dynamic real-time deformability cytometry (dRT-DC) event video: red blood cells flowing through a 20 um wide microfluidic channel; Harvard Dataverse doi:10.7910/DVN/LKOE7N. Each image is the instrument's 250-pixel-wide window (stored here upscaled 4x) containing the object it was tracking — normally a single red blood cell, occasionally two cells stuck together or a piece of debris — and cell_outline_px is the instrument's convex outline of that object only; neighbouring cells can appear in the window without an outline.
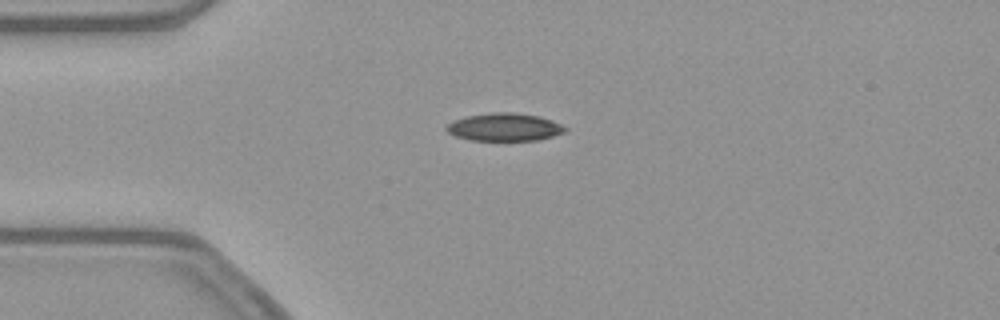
{"species": "common noctule bat (a hibernating species)", "species_latin": "Nyctalus noctula", "temperature_condition": "warm", "stored_images_in_passage": 42, "camera_frame_rate_fps": 3000, "um_per_image_px": 0.085, "animal": {"sex": "female", "body_mass_g": 21.9}, "frame": {"image": 1, "passage_image": 2, "time_ms": 0.333, "image_size_px": [1000, 320], "cell_outline_px": [[568, 128], [564, 132], [540, 140], [472, 140], [456, 136], [448, 132], [444, 128], [452, 120], [468, 116], [492, 112], [512, 112], [540, 116], [552, 120]], "centroid_in_image_um": [42.88, 10.8], "position_along_channel_um": 42.1, "area_um2": 19.19}}
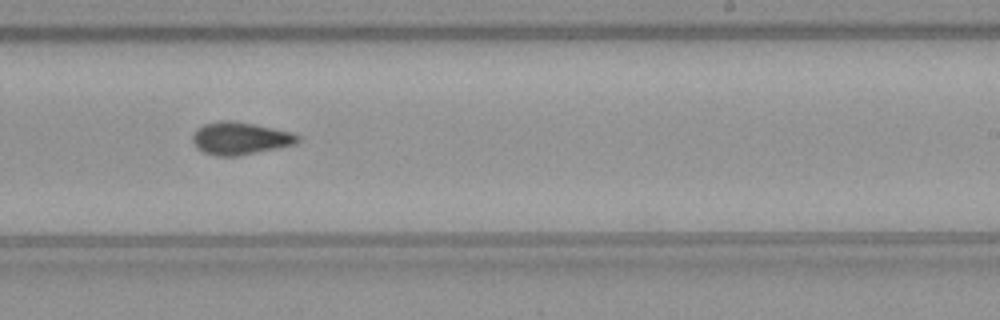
{"frame": {"image": 2, "passage_image": 21, "time_ms": 6.667, "image_size_px": [1000, 320], "cell_outline_px": [[300, 140], [296, 144], [240, 156], [216, 156], [204, 152], [196, 148], [192, 140], [192, 136], [196, 128], [204, 124], [220, 120], [236, 120], [292, 132], [300, 136]], "centroid_in_image_um": [20.4, 11.75], "position_along_channel_um": 268.6, "area_um2": 20.23}}
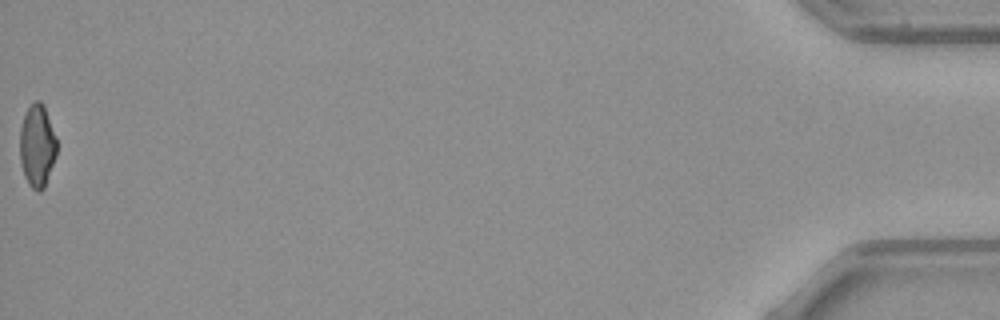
{"frame": {"image": 3, "passage_image": 42, "time_ms": 13.667, "image_size_px": [1000, 320], "cell_outline_px": [[56, 156], [44, 188], [40, 192], [32, 188], [28, 184], [24, 176], [20, 160], [20, 128], [24, 116], [28, 108], [36, 100], [40, 100], [44, 104], [56, 136]], "centroid_in_image_um": [3.16, 12.39], "position_along_channel_um": 432.0, "area_um2": 17.8}, "authors_computed_cell_mechanics": {"area_um2": 19.1896, "velocity_mm_per_s": 3.8935, "shape_relaxation_time_tau1_ms": null, "shape_relaxation_time_tau2_ms": 5.4035, "deformation_change_tau1": null, "deformation_change_tau2": 0.1285}}